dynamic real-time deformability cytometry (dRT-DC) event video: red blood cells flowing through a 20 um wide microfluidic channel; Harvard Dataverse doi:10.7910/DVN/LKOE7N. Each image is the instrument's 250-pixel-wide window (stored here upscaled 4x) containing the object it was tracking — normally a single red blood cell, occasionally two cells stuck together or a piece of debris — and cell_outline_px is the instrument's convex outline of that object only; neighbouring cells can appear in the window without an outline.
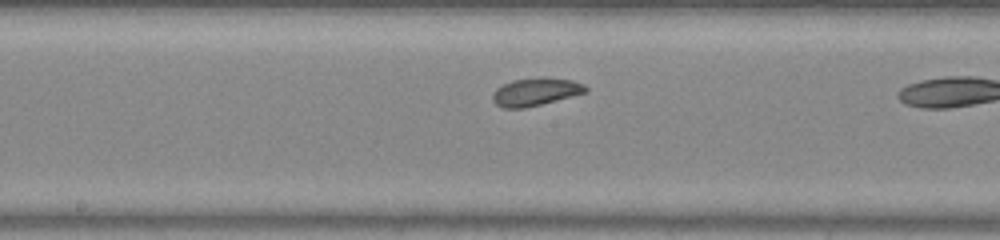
{"species": "common noctule bat (a hibernating species)", "species_latin": "Nyctalus noctula", "temperature_condition": "warm", "stored_images_in_passage": 14, "camera_frame_rate_fps": 3000, "um_per_image_px": 0.085, "animal": {"sex": "male", "body_mass_g": 20.0, "forearm_length_mm": 53.3}, "frame": {"image": 1, "passage_image": 12, "time_ms": 3.667, "image_size_px": [1000, 240], "cell_outline_px": [[588, 92], [524, 108], [504, 108], [496, 104], [492, 100], [492, 96], [496, 88], [512, 80], [572, 80], [584, 84], [588, 88]], "centroid_in_image_um": [45.5, 7.85], "position_along_channel_um": 202.7, "area_um2": 14.28}}